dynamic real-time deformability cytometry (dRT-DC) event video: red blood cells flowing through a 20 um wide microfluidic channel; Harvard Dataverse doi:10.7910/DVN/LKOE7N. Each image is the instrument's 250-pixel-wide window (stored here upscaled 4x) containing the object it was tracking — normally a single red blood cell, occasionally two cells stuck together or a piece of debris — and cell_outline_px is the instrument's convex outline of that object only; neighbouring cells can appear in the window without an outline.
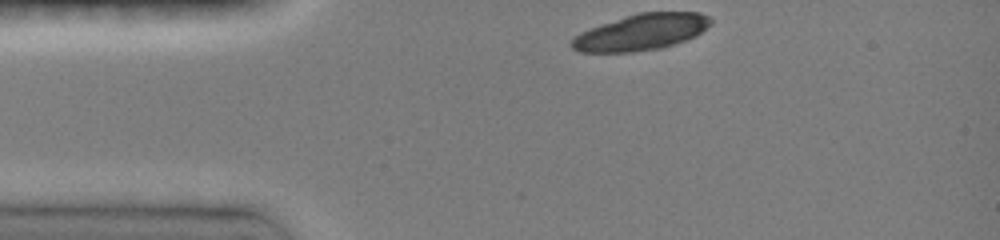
{"species": "common noctule bat (a hibernating species)", "species_latin": "Nyctalus noctula", "temperature_condition": "room temperature", "stored_images_in_passage": 36, "camera_frame_rate_fps": 3000, "um_per_image_px": 0.085, "animal": {"sex": "female", "body_mass_g": 19.0, "forearm_length_mm": 51.5}, "frame": {"image": 1, "passage_image": 1, "time_ms": 0.0, "image_size_px": [1000, 240], "cell_outline_px": [[712, 24], [696, 36], [660, 48], [632, 52], [580, 52], [572, 48], [568, 44], [580, 32], [600, 24], [640, 12], [700, 12], [708, 16], [712, 20]], "centroid_in_image_um": [54.51, 2.73], "position_along_channel_um": 30.5, "area_um2": 29.19}}